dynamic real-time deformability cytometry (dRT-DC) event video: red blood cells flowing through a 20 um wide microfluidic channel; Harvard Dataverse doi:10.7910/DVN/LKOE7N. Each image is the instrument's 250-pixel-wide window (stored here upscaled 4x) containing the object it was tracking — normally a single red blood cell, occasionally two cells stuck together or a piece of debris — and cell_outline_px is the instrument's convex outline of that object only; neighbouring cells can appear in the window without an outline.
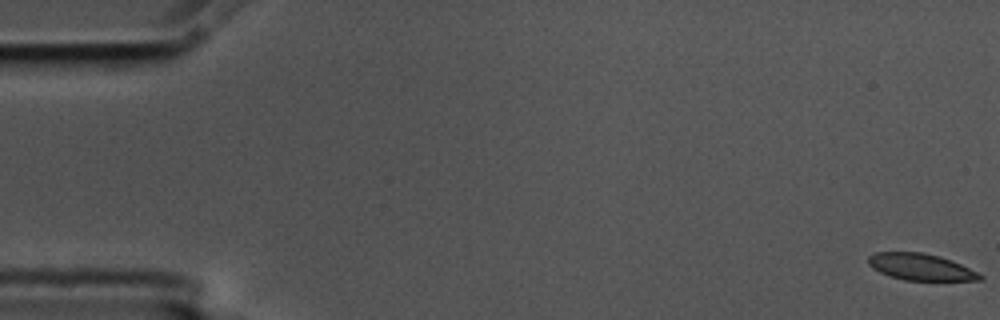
{"species": "common noctule bat (a hibernating species)", "species_latin": "Nyctalus noctula", "temperature_condition": "cold", "stored_images_in_passage": 5, "camera_frame_rate_fps": 3000, "um_per_image_px": 0.085, "animal": {"sex": "male", "body_mass_g": 17.5, "forearm_length_mm": 52.3}, "frame": {"image": 1, "passage_image": 1, "time_ms": 0.0, "image_size_px": [1000, 320], "cell_outline_px": [[984, 280], [904, 280], [888, 276], [872, 268], [868, 264], [868, 256], [876, 252], [924, 252], [940, 256], [960, 264], [984, 276]], "centroid_in_image_um": [78.22, 22.69], "position_along_channel_um": 6.8, "area_um2": 17.28}}
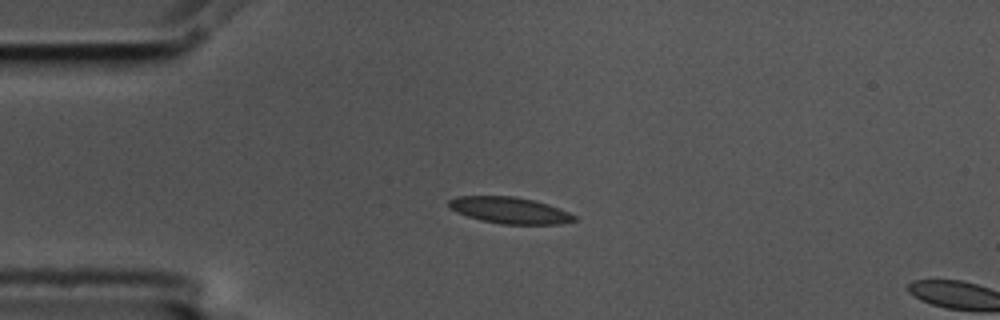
{"frame": {"image": 2, "passage_image": 4, "time_ms": 1.0, "image_size_px": [1000, 320], "cell_outline_px": [[576, 220], [560, 224], [504, 224], [480, 220], [456, 212], [448, 208], [448, 200], [456, 196], [516, 196], [548, 204], [560, 208], [576, 216]], "centroid_in_image_um": [43.3, 17.87], "position_along_channel_um": 41.7, "area_um2": 19.36}}